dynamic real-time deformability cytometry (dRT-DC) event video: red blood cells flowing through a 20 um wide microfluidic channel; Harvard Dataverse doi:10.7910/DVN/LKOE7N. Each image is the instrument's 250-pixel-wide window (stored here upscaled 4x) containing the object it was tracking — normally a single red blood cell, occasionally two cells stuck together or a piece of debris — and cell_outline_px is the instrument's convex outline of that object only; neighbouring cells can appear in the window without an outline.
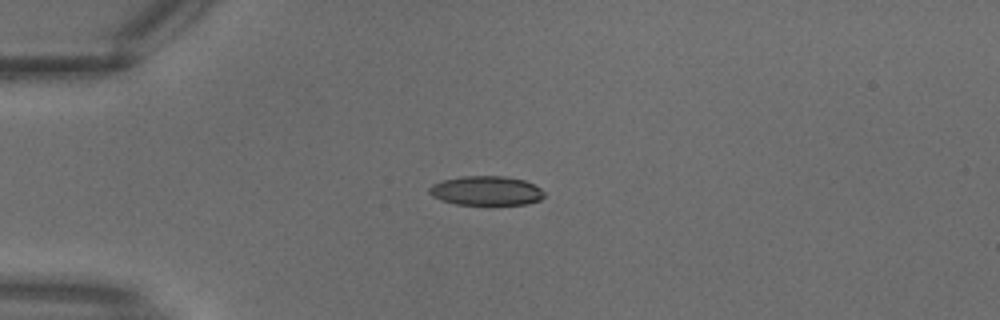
{"species": "common noctule bat (a hibernating species)", "species_latin": "Nyctalus noctula", "temperature_condition": "warm", "stored_images_in_passage": 3, "camera_frame_rate_fps": 3000, "um_per_image_px": 0.085, "animal": {"sex": "male", "body_mass_g": 18.8}, "frame": {"image": 1, "passage_image": 3, "time_ms": 0.667, "image_size_px": [1000, 320], "cell_outline_px": [[544, 196], [540, 200], [528, 204], [456, 204], [440, 200], [432, 196], [428, 192], [428, 188], [432, 184], [444, 180], [460, 176], [504, 176], [524, 180], [540, 188], [544, 192]], "centroid_in_image_um": [41.31, 16.21], "position_along_channel_um": 43.7, "area_um2": 19.59}}